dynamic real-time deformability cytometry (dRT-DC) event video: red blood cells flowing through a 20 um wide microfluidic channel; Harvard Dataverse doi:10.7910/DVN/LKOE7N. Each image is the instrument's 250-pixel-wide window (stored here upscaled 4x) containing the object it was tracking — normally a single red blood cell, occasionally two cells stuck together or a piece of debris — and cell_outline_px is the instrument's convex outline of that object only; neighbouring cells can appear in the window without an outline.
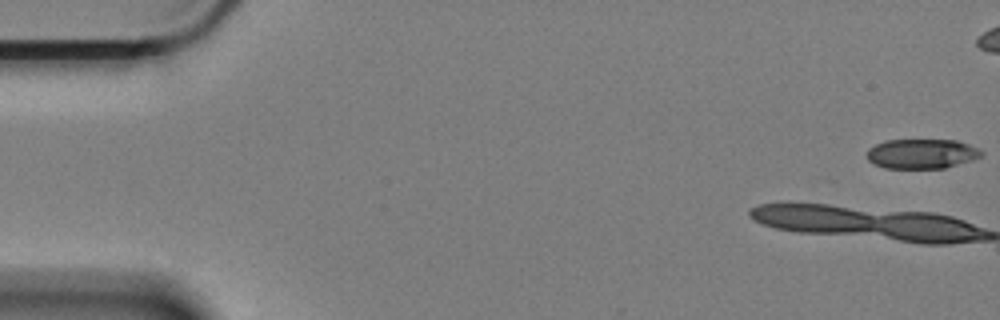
{"species": "Egyptian fruit bat (a non-hibernating species)", "species_latin": "Rousettus aegyptiacus", "temperature_condition": "cold", "stored_images_in_passage": 7, "camera_frame_rate_fps": 3000, "um_per_image_px": 0.085, "animal": {"sex": "female"}, "frame": {"image": 1, "passage_image": 1, "time_ms": 0.0, "image_size_px": [1000, 320], "cell_outline_px": [[984, 152], [980, 156], [972, 160], [944, 168], [884, 168], [868, 160], [868, 148], [884, 140], [956, 140], [980, 148]], "centroid_in_image_um": [78.36, 13.06], "position_along_channel_um": 6.6, "area_um2": 19.77}}